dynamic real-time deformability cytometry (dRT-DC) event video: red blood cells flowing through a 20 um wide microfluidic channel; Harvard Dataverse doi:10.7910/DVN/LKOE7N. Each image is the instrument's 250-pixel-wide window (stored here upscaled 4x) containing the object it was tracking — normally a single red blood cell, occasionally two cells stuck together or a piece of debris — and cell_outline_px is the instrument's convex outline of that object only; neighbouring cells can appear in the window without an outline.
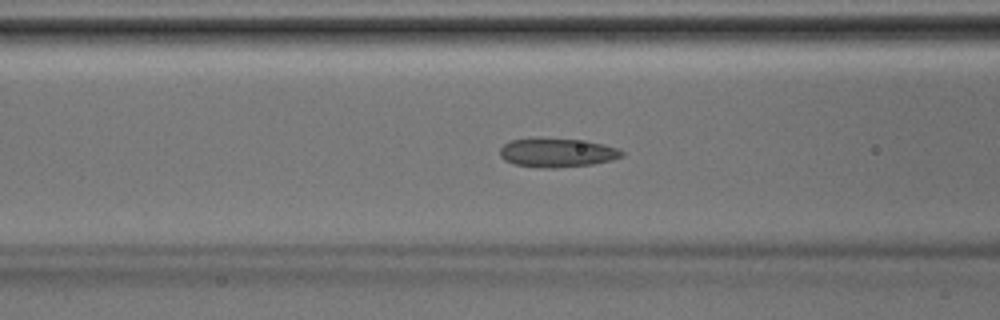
{"species": "Egyptian fruit bat (a non-hibernating species)", "species_latin": "Rousettus aegyptiacus", "temperature_condition": "room temperature", "stored_images_in_passage": 39, "camera_frame_rate_fps": 3000, "um_per_image_px": 0.085, "animal": {"sex": "male"}, "frame": {"image": 1, "passage_image": 15, "time_ms": 4.667, "image_size_px": [1000, 320], "cell_outline_px": [[624, 156], [612, 160], [592, 164], [556, 168], [548, 168], [512, 164], [504, 160], [500, 156], [500, 148], [504, 144], [512, 140], [532, 136], [540, 136], [588, 140], [604, 144], [616, 148], [624, 152]], "centroid_in_image_um": [47.33, 12.94], "position_along_channel_um": 119.3, "area_um2": 21.27}}
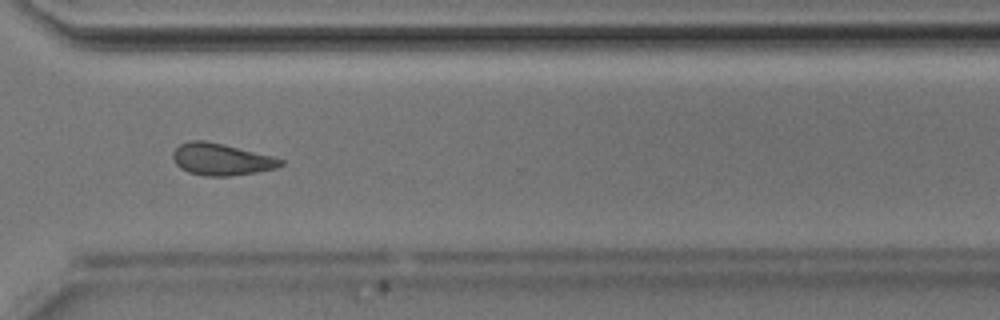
{"frame": {"image": 2, "passage_image": 29, "time_ms": 9.333, "image_size_px": [1000, 320], "cell_outline_px": [[284, 164], [276, 168], [256, 172], [228, 176], [204, 176], [188, 172], [180, 168], [176, 164], [172, 156], [172, 152], [180, 144], [192, 140], [204, 140], [224, 144], [272, 156], [284, 160]], "centroid_in_image_um": [18.79, 13.54], "position_along_channel_um": 351.8, "area_um2": 20.0}}
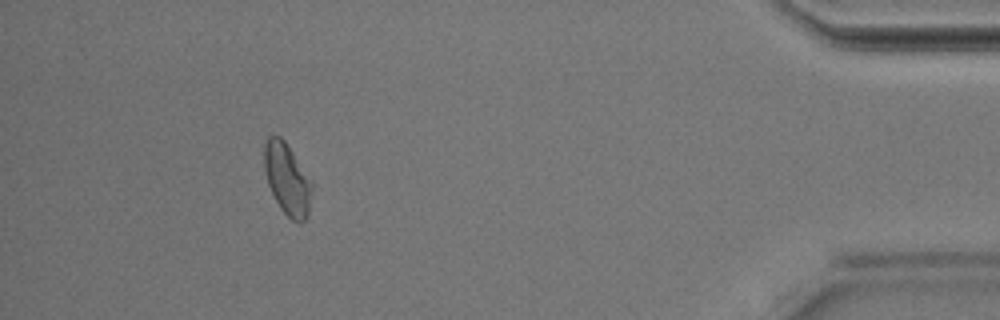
{"frame": {"image": 3, "passage_image": 36, "time_ms": 11.667, "image_size_px": [1000, 320], "cell_outline_px": [[312, 184], [308, 216], [300, 224], [296, 224], [280, 208], [268, 184], [264, 168], [264, 140], [268, 136], [280, 136], [284, 140], [312, 180]], "centroid_in_image_um": [24.41, 15.22], "position_along_channel_um": 410.8, "area_um2": 19.88}}